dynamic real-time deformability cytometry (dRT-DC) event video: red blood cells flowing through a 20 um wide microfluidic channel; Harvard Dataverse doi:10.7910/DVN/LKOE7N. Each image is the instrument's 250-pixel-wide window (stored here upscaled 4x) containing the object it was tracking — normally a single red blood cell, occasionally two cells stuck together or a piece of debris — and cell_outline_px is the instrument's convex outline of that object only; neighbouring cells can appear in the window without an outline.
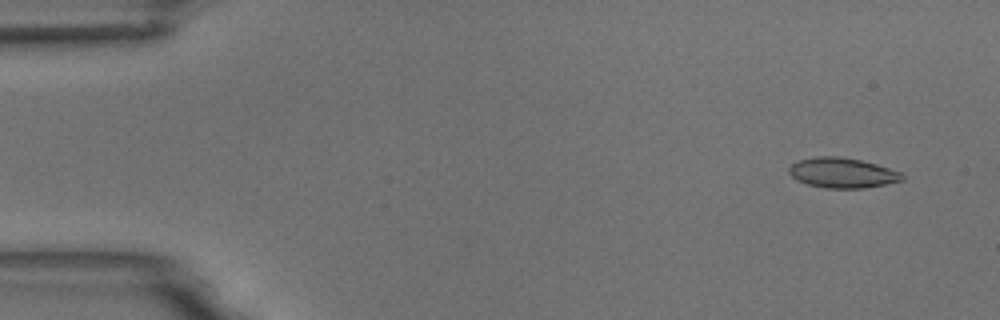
{"species": "common noctule bat (a hibernating species)", "species_latin": "Nyctalus noctula", "temperature_condition": "room temperature", "stored_images_in_passage": 5, "camera_frame_rate_fps": 3000, "um_per_image_px": 0.085, "animal": {"sex": "male", "body_mass_g": 18.8}, "frame": {"image": 1, "passage_image": 1, "time_ms": 0.0, "image_size_px": [1000, 320], "cell_outline_px": [[904, 180], [864, 188], [824, 188], [808, 184], [796, 180], [788, 172], [788, 168], [796, 160], [816, 156], [836, 156], [860, 160], [876, 164], [900, 172], [904, 176]], "centroid_in_image_um": [71.56, 14.69], "position_along_channel_um": 13.4, "area_um2": 19.83}}
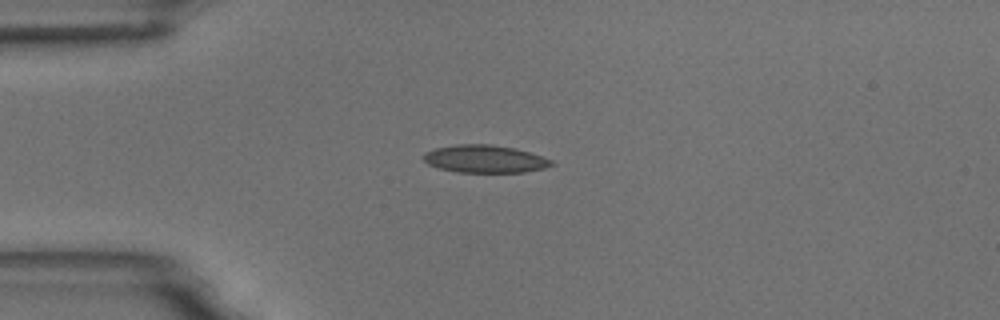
{"frame": {"image": 2, "passage_image": 3, "time_ms": 3.333, "image_size_px": [1000, 320], "cell_outline_px": [[556, 164], [544, 168], [524, 172], [456, 172], [440, 168], [428, 164], [424, 160], [424, 152], [436, 148], [456, 144], [492, 144], [516, 148], [552, 160]], "centroid_in_image_um": [41.22, 13.5], "position_along_channel_um": 43.8, "area_um2": 20.58}}